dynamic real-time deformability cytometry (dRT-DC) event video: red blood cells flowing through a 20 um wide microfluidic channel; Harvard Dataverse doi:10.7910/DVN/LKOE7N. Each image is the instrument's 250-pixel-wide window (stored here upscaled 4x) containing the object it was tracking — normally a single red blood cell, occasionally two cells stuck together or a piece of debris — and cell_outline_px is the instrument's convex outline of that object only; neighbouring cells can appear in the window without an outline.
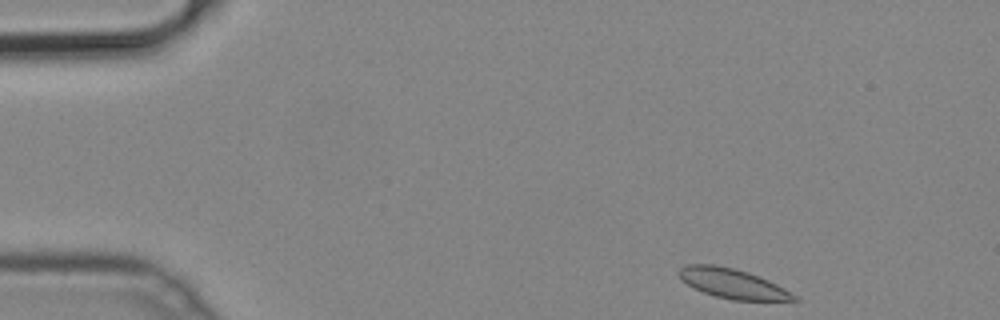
{"species": "common noctule bat (a hibernating species)", "species_latin": "Nyctalus noctula", "temperature_condition": "cold", "stored_images_in_passage": 46, "camera_frame_rate_fps": 3000, "um_per_image_px": 0.085, "animal": {"sex": "male", "body_mass_g": 19.2, "forearm_length_mm": 51.8}, "frame": {"image": 1, "passage_image": 1, "time_ms": 0.0, "image_size_px": [1000, 320], "cell_outline_px": [[800, 300], [732, 300], [716, 296], [704, 292], [688, 284], [676, 272], [680, 268], [688, 264], [712, 264], [732, 268], [748, 272], [768, 280], [784, 288], [796, 296]], "centroid_in_image_um": [62.26, 24.09], "position_along_channel_um": 22.7, "area_um2": 19.48}}
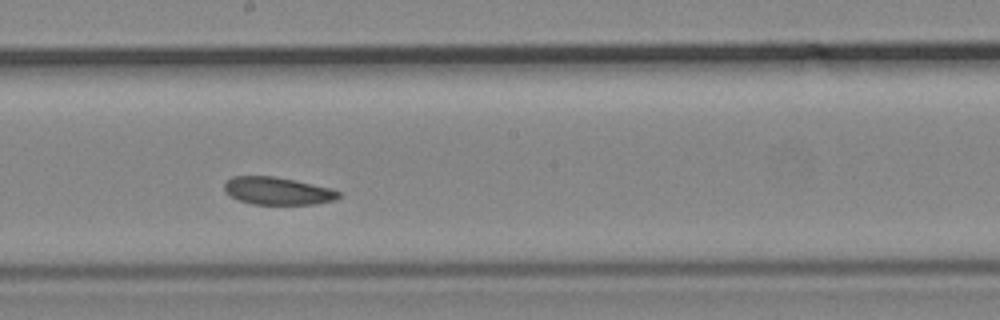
{"frame": {"image": 2, "passage_image": 23, "time_ms": 7.333, "image_size_px": [1000, 320], "cell_outline_px": [[340, 196], [336, 200], [316, 204], [252, 204], [240, 200], [232, 196], [224, 188], [224, 184], [232, 176], [272, 176], [332, 188], [340, 192]], "centroid_in_image_um": [23.63, 16.23], "position_along_channel_um": 224.6, "area_um2": 18.15}}
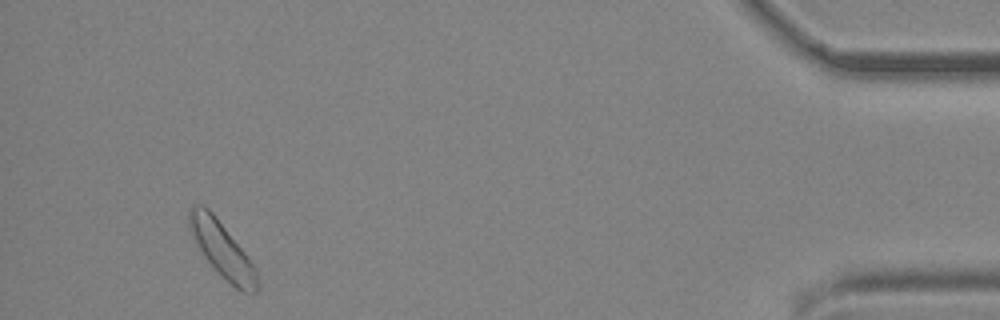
{"frame": {"image": 3, "passage_image": 43, "time_ms": 14.0, "image_size_px": [1000, 320], "cell_outline_px": [[260, 288], [256, 292], [244, 292], [236, 288], [220, 276], [204, 256], [188, 228], [188, 212], [192, 204], [200, 204], [208, 208], [212, 212], [244, 252], [256, 268]], "centroid_in_image_um": [18.87, 21.23], "position_along_channel_um": 416.3, "area_um2": 21.79}}